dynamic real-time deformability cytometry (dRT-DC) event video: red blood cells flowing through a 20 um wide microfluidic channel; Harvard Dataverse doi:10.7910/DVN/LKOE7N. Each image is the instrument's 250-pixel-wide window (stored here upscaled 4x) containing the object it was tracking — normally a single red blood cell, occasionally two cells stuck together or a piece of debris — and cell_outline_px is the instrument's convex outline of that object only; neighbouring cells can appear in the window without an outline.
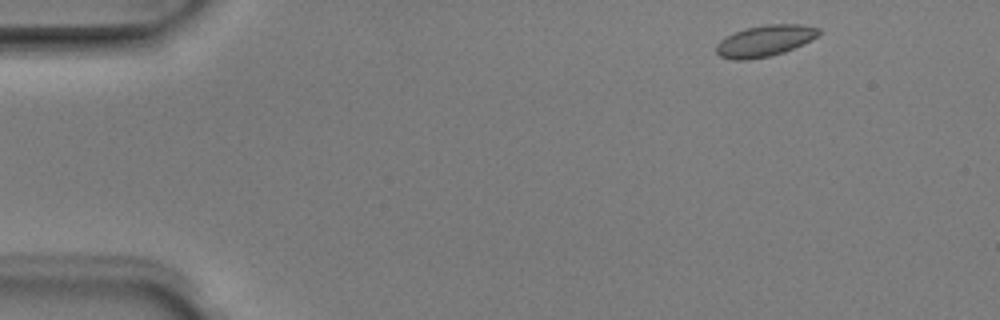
{"species": "Egyptian fruit bat (a non-hibernating species)", "species_latin": "Rousettus aegyptiacus", "temperature_condition": "room temperature", "stored_images_in_passage": 5, "camera_frame_rate_fps": 3000, "um_per_image_px": 0.085, "animal": {"sex": "male"}, "frame": {"image": 1, "passage_image": 1, "time_ms": 0.0, "image_size_px": [1000, 320], "cell_outline_px": [[820, 32], [816, 36], [784, 52], [768, 56], [748, 60], [736, 60], [720, 56], [716, 52], [716, 44], [720, 40], [744, 28], [768, 24], [800, 24], [820, 28]], "centroid_in_image_um": [64.97, 3.46], "position_along_channel_um": 20.0, "area_um2": 18.32}}
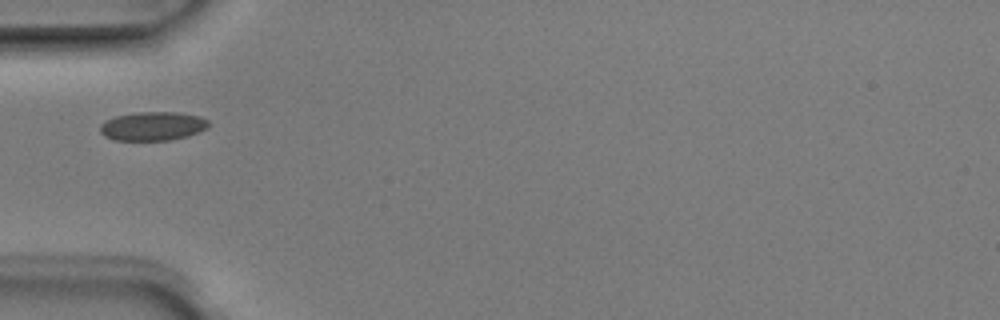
{"frame": {"image": 2, "passage_image": 4, "time_ms": 1.0, "image_size_px": [1000, 320], "cell_outline_px": [[208, 128], [200, 132], [188, 136], [168, 140], [116, 140], [104, 136], [100, 132], [100, 124], [104, 120], [116, 116], [136, 112], [176, 112], [200, 116], [208, 120]], "centroid_in_image_um": [12.98, 10.72], "position_along_channel_um": 72.0, "area_um2": 18.32}}
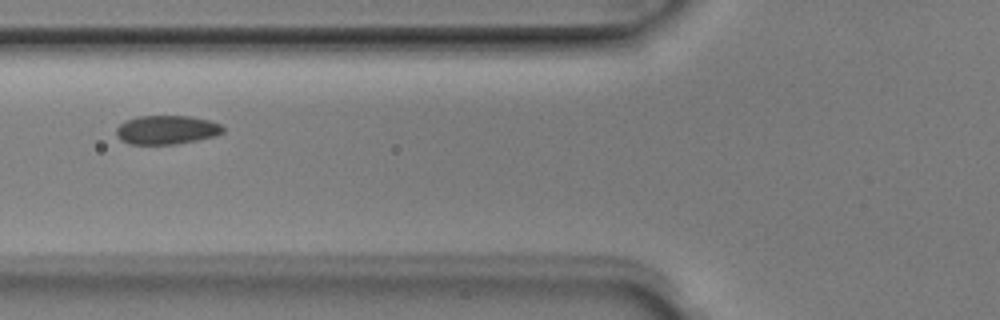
{"frame": {"image": 3, "passage_image": 5, "time_ms": 1.333, "image_size_px": [1000, 320], "cell_outline_px": [[224, 132], [216, 136], [176, 144], [128, 144], [120, 140], [116, 136], [116, 128], [124, 120], [140, 116], [188, 116], [208, 120], [220, 124], [224, 128]], "centroid_in_image_um": [14.14, 11.04], "position_along_channel_um": 111.7, "area_um2": 18.03}}